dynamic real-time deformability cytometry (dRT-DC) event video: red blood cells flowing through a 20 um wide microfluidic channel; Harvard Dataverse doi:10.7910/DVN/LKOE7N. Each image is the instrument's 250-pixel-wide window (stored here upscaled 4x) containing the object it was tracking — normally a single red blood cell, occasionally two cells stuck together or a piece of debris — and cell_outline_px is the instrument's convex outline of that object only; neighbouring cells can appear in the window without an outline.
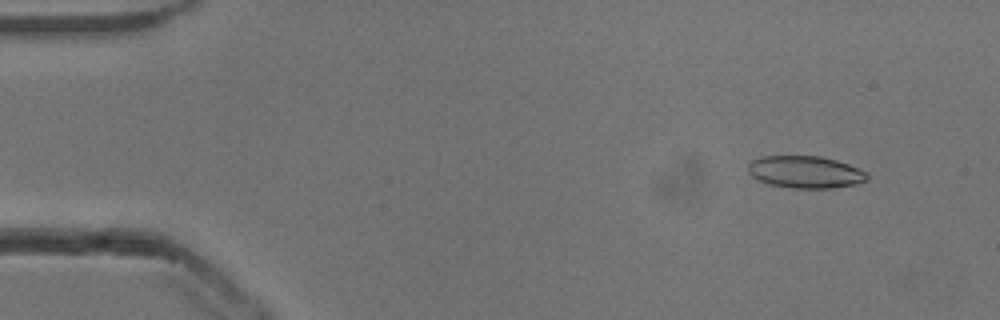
{"species": "common noctule bat (a hibernating species)", "species_latin": "Nyctalus noctula", "temperature_condition": "cold", "stored_images_in_passage": 52, "camera_frame_rate_fps": 3000, "um_per_image_px": 0.085, "animal": {"sex": "male", "body_mass_g": 13.3}, "frame": {"image": 1, "passage_image": 4, "time_ms": 1.0, "image_size_px": [1000, 320], "cell_outline_px": [[868, 180], [856, 184], [832, 188], [788, 188], [768, 184], [756, 180], [748, 172], [748, 164], [752, 160], [760, 156], [820, 156], [836, 160], [848, 164], [868, 172]], "centroid_in_image_um": [68.44, 14.63], "position_along_channel_um": 16.6, "area_um2": 22.6}}
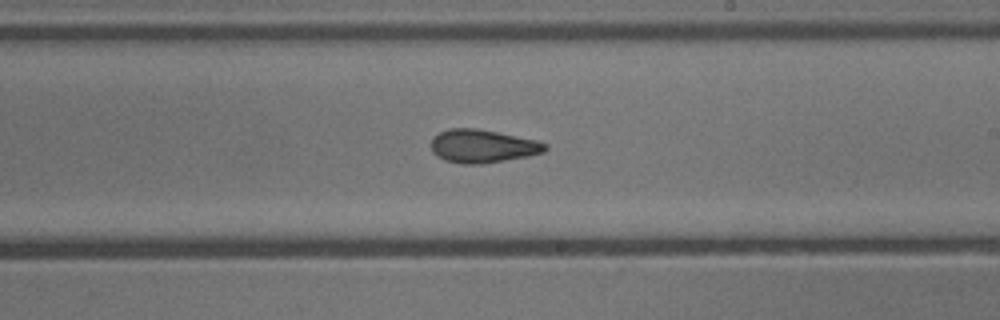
{"frame": {"image": 2, "passage_image": 30, "time_ms": 9.667, "image_size_px": [1000, 320], "cell_outline_px": [[548, 148], [544, 152], [528, 156], [480, 164], [464, 164], [444, 160], [436, 156], [432, 152], [432, 136], [448, 128], [476, 128], [540, 140], [548, 144]], "centroid_in_image_um": [41.04, 12.41], "position_along_channel_um": 248.0, "area_um2": 22.25}}
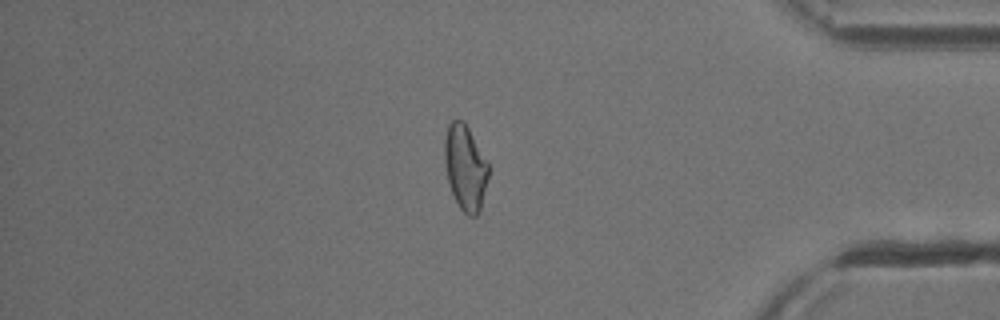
{"frame": {"image": 3, "passage_image": 44, "time_ms": 14.333, "image_size_px": [1000, 320], "cell_outline_px": [[488, 176], [480, 212], [476, 216], [468, 216], [460, 208], [448, 184], [444, 160], [444, 140], [448, 124], [452, 120], [464, 120], [488, 160]], "centroid_in_image_um": [39.55, 14.22], "position_along_channel_um": 395.7, "area_um2": 22.08}, "authors_computed_cell_mechanics": {"area_um2": 22.253, "velocity_mm_per_s": 3.8554, "shape_relaxation_time_tau1_ms": null, "shape_relaxation_time_tau2_ms": 2.1906, "deformation_change_tau1": null, "deformation_change_tau2": 0.0843}}